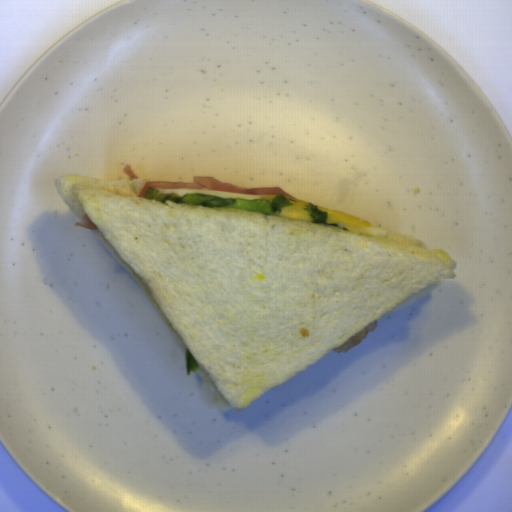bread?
I'll list each match as a JSON object with an SVG mask.
<instances>
[{"label": "bread", "mask_w": 512, "mask_h": 512, "mask_svg": "<svg viewBox=\"0 0 512 512\" xmlns=\"http://www.w3.org/2000/svg\"><path fill=\"white\" fill-rule=\"evenodd\" d=\"M54 181L187 347L219 413L241 411L456 275L450 255L407 233L148 200L138 197L147 179Z\"/></svg>", "instance_id": "8d2b1439"}]
</instances>
